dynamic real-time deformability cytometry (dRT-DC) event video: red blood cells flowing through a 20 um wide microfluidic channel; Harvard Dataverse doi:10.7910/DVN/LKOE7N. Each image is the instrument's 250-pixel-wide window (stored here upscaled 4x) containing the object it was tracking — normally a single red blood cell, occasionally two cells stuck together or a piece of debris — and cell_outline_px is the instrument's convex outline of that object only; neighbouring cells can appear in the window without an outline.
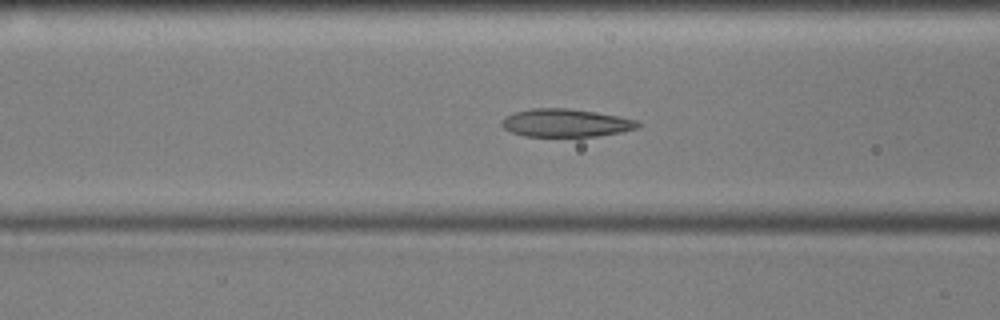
{"species": "common noctule bat (a hibernating species)", "species_latin": "Nyctalus noctula", "temperature_condition": "cold", "stored_images_in_passage": 54, "camera_frame_rate_fps": 3000, "um_per_image_px": 0.085, "animal": {"sex": "male", "body_mass_g": 17.9, "forearm_length_mm": 54.2}, "frame": {"image": 1, "passage_image": 20, "time_ms": 6.333, "image_size_px": [1000, 320], "cell_outline_px": [[640, 124], [636, 128], [620, 132], [596, 136], [524, 136], [512, 132], [504, 128], [500, 124], [500, 120], [504, 116], [512, 112], [532, 108], [568, 108], [596, 112], [636, 120]], "centroid_in_image_um": [48.0, 10.44], "position_along_channel_um": 118.6, "area_um2": 22.14}}
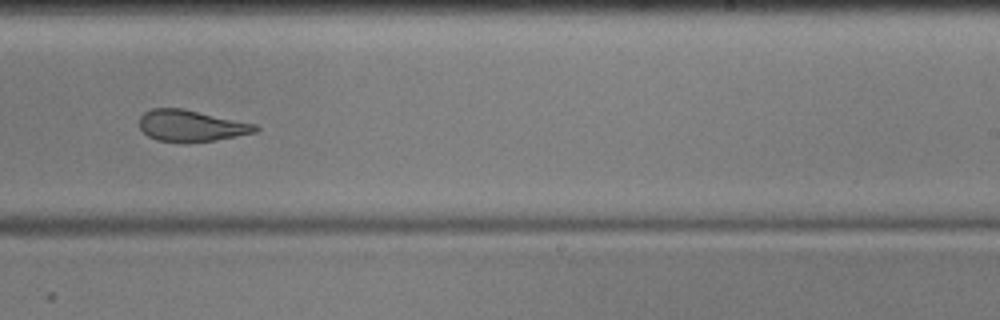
{"frame": {"image": 2, "passage_image": 33, "time_ms": 10.667, "image_size_px": [1000, 320], "cell_outline_px": [[260, 128], [256, 132], [216, 140], [188, 144], [156, 140], [148, 136], [140, 128], [140, 116], [144, 112], [152, 108], [180, 108], [256, 124]], "centroid_in_image_um": [16.23, 10.71], "position_along_channel_um": 272.8, "area_um2": 21.39}}
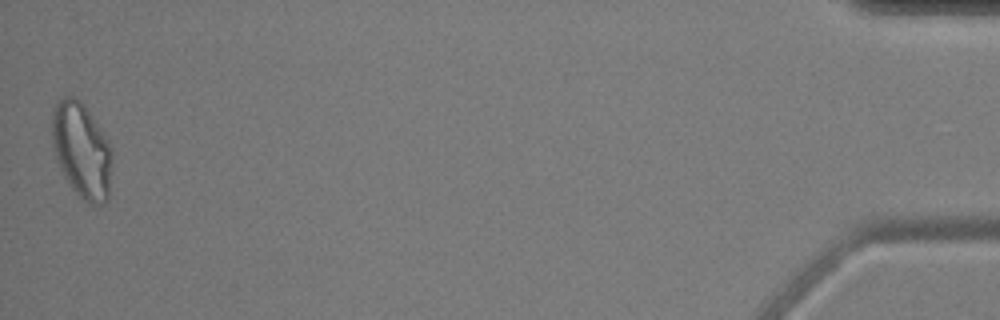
{"frame": {"image": 3, "passage_image": 54, "time_ms": 17.667, "image_size_px": [1000, 320], "cell_outline_px": [[112, 160], [108, 200], [100, 204], [88, 204], [72, 188], [64, 176], [56, 160], [52, 144], [52, 112], [56, 104], [64, 96], [72, 96], [80, 100], [84, 104], [108, 140], [112, 148]], "centroid_in_image_um": [6.94, 12.78], "position_along_channel_um": 428.3, "area_um2": 33.47}, "authors_computed_cell_mechanics": {"area_um2": 23.9003, "velocity_mm_per_s": 3.5585, "shape_relaxation_time_tau1_ms": 8.1546, "shape_relaxation_time_tau2_ms": 1.9495, "deformation_change_tau1": 0.1973, "deformation_change_tau2": 0.0825}}